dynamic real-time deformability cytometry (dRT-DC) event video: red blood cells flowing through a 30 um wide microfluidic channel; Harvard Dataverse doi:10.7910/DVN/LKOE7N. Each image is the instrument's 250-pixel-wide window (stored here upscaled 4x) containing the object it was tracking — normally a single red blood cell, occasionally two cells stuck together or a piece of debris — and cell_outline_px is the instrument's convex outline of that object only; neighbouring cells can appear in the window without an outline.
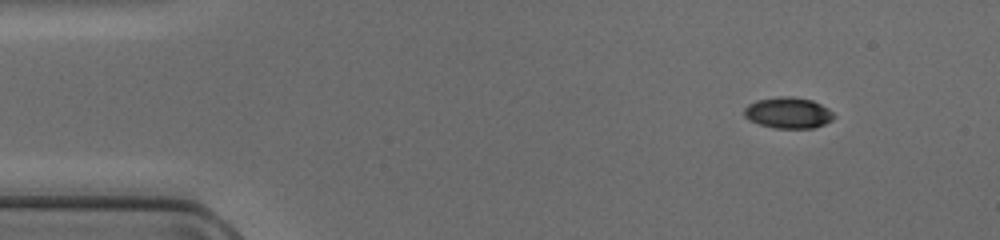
{"species": "common noctule bat (a hibernating species)", "species_latin": "Nyctalus noctula", "temperature_condition": "cold", "stored_images_in_passage": 44, "camera_frame_rate_fps": 3000, "um_per_image_px": 0.085, "animal": {"sex": "female", "body_mass_g": 17.0, "forearm_length_mm": 48.0}, "frame": {"image": 1, "passage_image": 1, "time_ms": 0.0, "image_size_px": [1000, 240], "cell_outline_px": [[836, 116], [832, 120], [824, 124], [812, 128], [772, 128], [748, 120], [744, 116], [744, 108], [748, 104], [756, 100], [780, 96], [792, 96], [812, 100], [828, 108]], "centroid_in_image_um": [66.98, 9.58], "position_along_channel_um": 18.0, "area_um2": 16.36}}
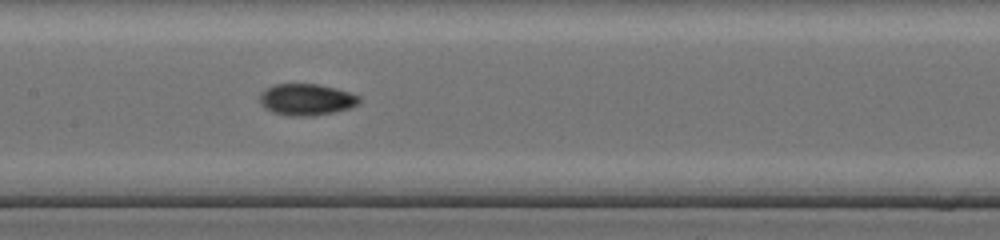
{"frame": {"image": 2, "passage_image": 19, "time_ms": 6.0, "image_size_px": [1000, 240], "cell_outline_px": [[360, 104], [348, 108], [332, 112], [312, 116], [292, 116], [272, 112], [264, 108], [260, 104], [260, 92], [276, 84], [316, 84], [336, 88], [360, 96]], "centroid_in_image_um": [26.04, 8.46], "position_along_channel_um": 181.4, "area_um2": 18.21}}
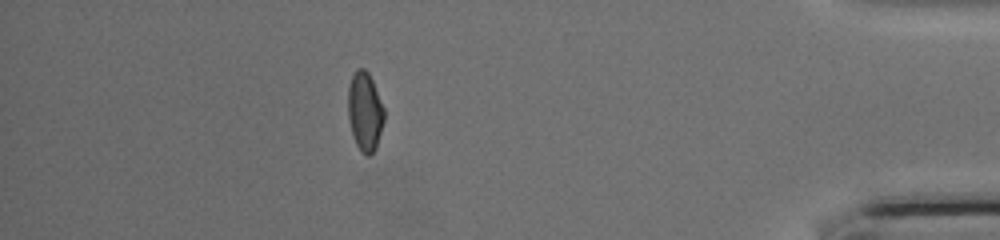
{"frame": {"image": 3, "passage_image": 38, "time_ms": 12.333, "image_size_px": [1000, 240], "cell_outline_px": [[384, 120], [376, 148], [368, 156], [356, 144], [352, 132], [348, 116], [348, 88], [352, 76], [356, 68], [364, 68], [368, 72], [372, 80], [384, 108]], "centroid_in_image_um": [31.01, 9.44], "position_along_channel_um": 404.2, "area_um2": 16.36}}